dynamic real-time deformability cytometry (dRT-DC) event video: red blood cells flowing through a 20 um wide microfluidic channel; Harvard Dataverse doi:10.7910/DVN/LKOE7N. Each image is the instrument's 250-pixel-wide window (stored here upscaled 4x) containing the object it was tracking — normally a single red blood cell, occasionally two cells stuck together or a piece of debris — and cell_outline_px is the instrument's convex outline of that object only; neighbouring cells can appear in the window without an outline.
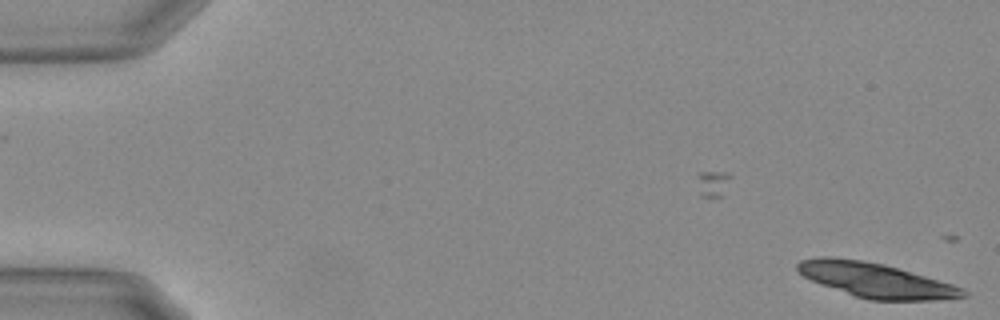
{"species": "Egyptian fruit bat (a non-hibernating species)", "species_latin": "Rousettus aegyptiacus", "temperature_condition": "warm", "stored_images_in_passage": 3, "camera_frame_rate_fps": 3000, "um_per_image_px": 0.085, "animal": {"sex": "female"}, "frame": {"image": 1, "passage_image": 3, "time_ms": 0.667, "image_size_px": [1000, 320], "cell_outline_px": [[968, 296], [932, 300], [872, 300], [856, 296], [812, 280], [804, 276], [796, 268], [796, 264], [800, 260], [816, 256], [832, 256], [864, 260], [884, 264], [952, 284], [968, 292]], "centroid_in_image_um": [74.41, 23.79], "position_along_channel_um": 10.6, "area_um2": 32.95}}